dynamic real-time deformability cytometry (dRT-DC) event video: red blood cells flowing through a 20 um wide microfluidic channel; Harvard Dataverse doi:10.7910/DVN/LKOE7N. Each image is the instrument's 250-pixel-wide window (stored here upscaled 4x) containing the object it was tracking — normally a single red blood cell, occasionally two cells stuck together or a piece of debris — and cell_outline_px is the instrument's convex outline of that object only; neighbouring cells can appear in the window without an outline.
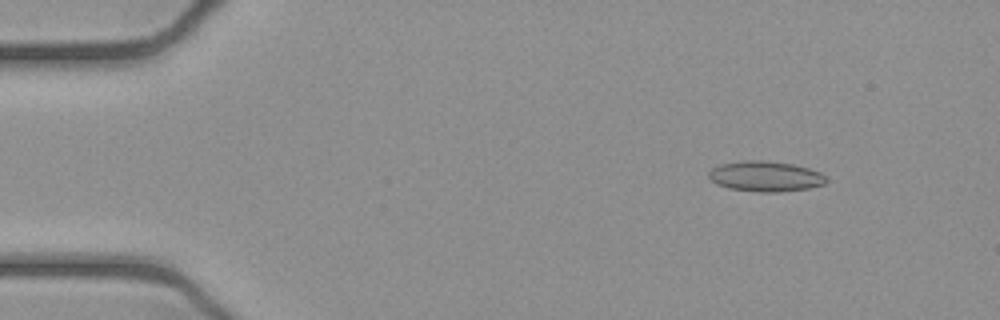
{"species": "common noctule bat (a hibernating species)", "species_latin": "Nyctalus noctula", "temperature_condition": "cold", "stored_images_in_passage": 52, "camera_frame_rate_fps": 3000, "um_per_image_px": 0.085, "animal": {"sex": "female", "body_mass_g": 21.9}, "frame": {"image": 1, "passage_image": 6, "time_ms": 1.667, "image_size_px": [1000, 320], "cell_outline_px": [[828, 180], [824, 184], [808, 188], [780, 192], [756, 192], [728, 188], [716, 184], [708, 176], [708, 172], [712, 168], [720, 164], [744, 160], [764, 160], [792, 164], [808, 168], [820, 172]], "centroid_in_image_um": [65.04, 14.99], "position_along_channel_um": 20.0, "area_um2": 20.87}}
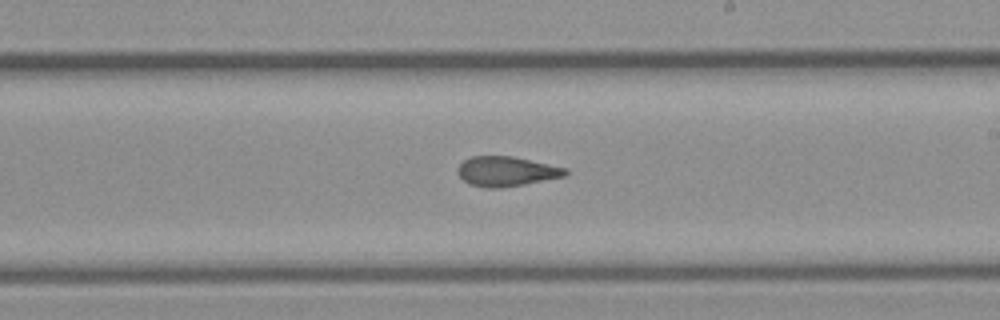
{"frame": {"image": 2, "passage_image": 30, "time_ms": 9.667, "image_size_px": [1000, 320], "cell_outline_px": [[568, 172], [564, 176], [524, 184], [500, 188], [484, 188], [468, 184], [456, 172], [456, 168], [464, 160], [472, 156], [512, 156], [568, 168]], "centroid_in_image_um": [43.01, 14.57], "position_along_channel_um": 246.0, "area_um2": 18.73}}
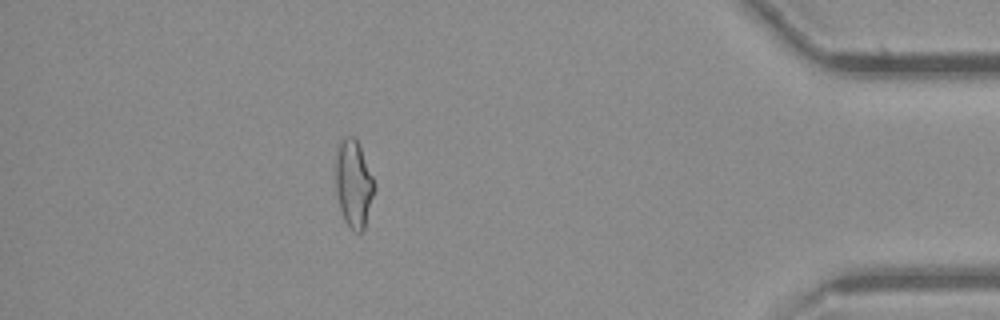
{"frame": {"image": 3, "passage_image": 46, "time_ms": 15.0, "image_size_px": [1000, 320], "cell_outline_px": [[376, 188], [364, 228], [360, 232], [356, 232], [344, 220], [340, 208], [336, 192], [336, 144], [348, 136], [352, 136], [360, 144], [372, 176]], "centroid_in_image_um": [30.06, 15.58], "position_along_channel_um": 405.1, "area_um2": 19.65}, "authors_computed_cell_mechanics": {"area_um2": 19.5942, "velocity_mm_per_s": 3.9136, "shape_relaxation_time_tau1_ms": 10.6732, "shape_relaxation_time_tau2_ms": 2.0602, "deformation_change_tau1": 0.2186, "deformation_change_tau2": 0.1038}}